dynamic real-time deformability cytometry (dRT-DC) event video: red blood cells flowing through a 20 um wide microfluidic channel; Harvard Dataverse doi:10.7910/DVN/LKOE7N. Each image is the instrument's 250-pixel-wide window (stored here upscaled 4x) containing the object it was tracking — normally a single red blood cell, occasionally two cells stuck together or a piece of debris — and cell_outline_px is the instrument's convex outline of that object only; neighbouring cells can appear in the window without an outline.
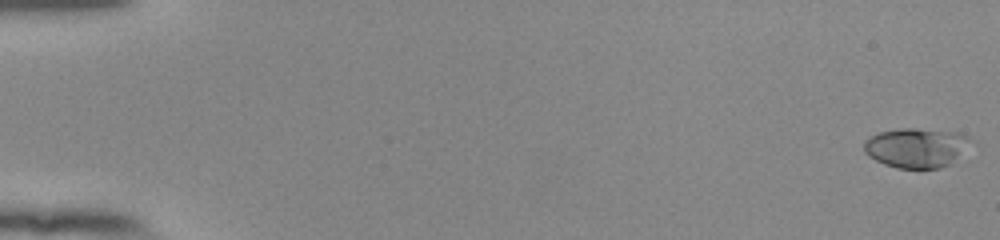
{"species": "human", "species_latin": "Homo sapiens", "temperature_condition": "room temperature", "stored_images_in_passage": 55, "camera_frame_rate_fps": 3000, "um_per_image_px": 0.085, "donor": {"sex": "female"}, "frame": {"image": 1, "passage_image": 1, "time_ms": 0.0, "image_size_px": [1000, 240], "cell_outline_px": [[976, 140], [948, 164], [940, 168], [896, 168], [884, 164], [868, 156], [864, 152], [864, 140], [880, 132], [900, 128], [912, 128], [960, 132]], "centroid_in_image_um": [77.9, 12.54], "position_along_channel_um": 7.1, "area_um2": 24.68}}
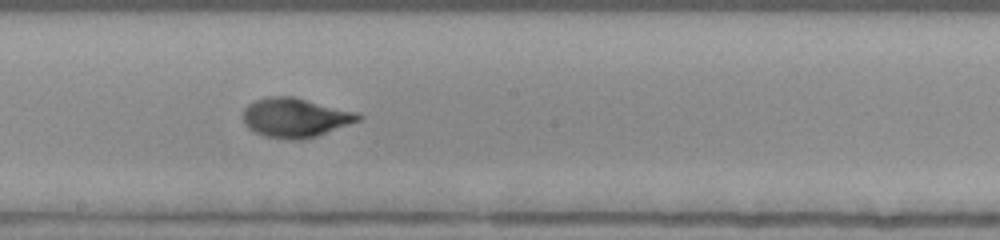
{"frame": {"image": 2, "passage_image": 32, "time_ms": 10.333, "image_size_px": [1000, 240], "cell_outline_px": [[364, 116], [360, 120], [316, 136], [300, 140], [292, 140], [264, 136], [248, 128], [244, 124], [244, 108], [248, 104], [256, 100], [268, 96], [292, 96], [356, 112]], "centroid_in_image_um": [25.08, 10.0], "position_along_channel_um": 223.1, "area_um2": 26.18}}
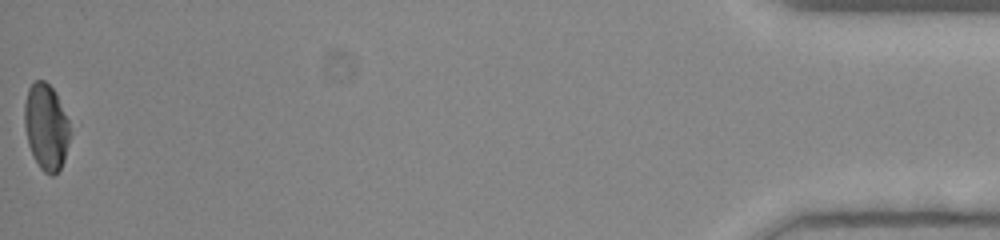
{"frame": {"image": 3, "passage_image": 55, "time_ms": 18.0, "image_size_px": [1000, 240], "cell_outline_px": [[80, 124], [64, 160], [60, 168], [52, 176], [44, 172], [40, 168], [32, 156], [28, 144], [24, 128], [24, 104], [28, 88], [36, 80], [44, 80], [56, 92]], "centroid_in_image_um": [4.09, 10.76], "position_along_channel_um": 431.1, "area_um2": 25.26}, "authors_computed_cell_mechanics": {"area_um2": 25.0852, "velocity_mm_per_s": 3.8897, "shape_relaxation_time_tau1_ms": 5.2847, "shape_relaxation_time_tau2_ms": 0.9945, "deformation_change_tau1": 0.2031, "deformation_change_tau2": 0.0552}}